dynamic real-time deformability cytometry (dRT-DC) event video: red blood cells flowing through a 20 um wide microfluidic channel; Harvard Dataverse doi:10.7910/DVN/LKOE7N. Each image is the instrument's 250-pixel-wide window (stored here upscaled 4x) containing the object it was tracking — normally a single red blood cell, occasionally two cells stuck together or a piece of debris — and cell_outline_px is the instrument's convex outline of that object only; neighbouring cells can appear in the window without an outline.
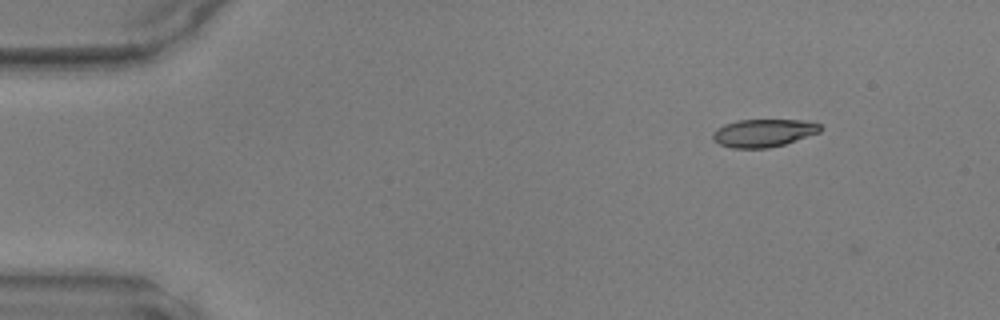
{"species": "common noctule bat (a hibernating species)", "species_latin": "Nyctalus noctula", "temperature_condition": "warm", "stored_images_in_passage": 2, "camera_frame_rate_fps": 3000, "um_per_image_px": 0.085, "animal": {"sex": "male", "body_mass_g": 17.9, "forearm_length_mm": 54.2}, "frame": {"image": 1, "passage_image": 1, "time_ms": 0.0, "image_size_px": [1000, 320], "cell_outline_px": [[820, 132], [784, 144], [768, 148], [732, 148], [720, 144], [712, 140], [712, 132], [716, 128], [724, 124], [740, 120], [804, 120], [820, 124]], "centroid_in_image_um": [64.85, 11.3], "position_along_channel_um": 20.1, "area_um2": 17.4}}